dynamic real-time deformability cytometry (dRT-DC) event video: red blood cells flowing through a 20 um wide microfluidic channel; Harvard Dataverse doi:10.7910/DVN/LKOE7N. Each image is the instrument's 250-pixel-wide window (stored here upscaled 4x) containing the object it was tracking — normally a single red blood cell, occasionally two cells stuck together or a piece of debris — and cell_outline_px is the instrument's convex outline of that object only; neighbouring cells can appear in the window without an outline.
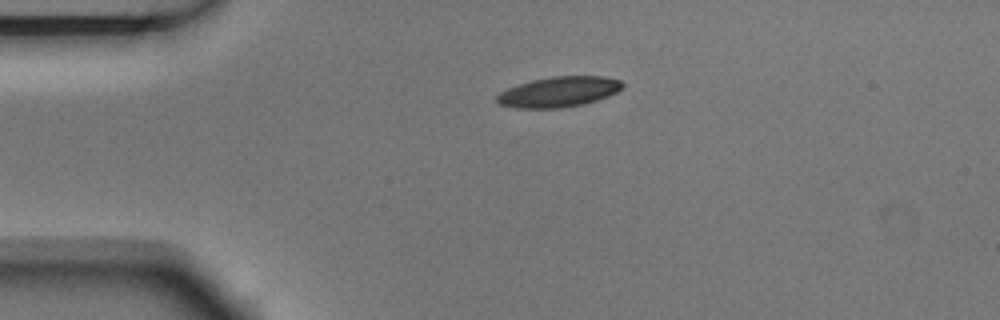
{"species": "Egyptian fruit bat (a non-hibernating species)", "species_latin": "Rousettus aegyptiacus", "temperature_condition": "room temperature", "stored_images_in_passage": 3, "camera_frame_rate_fps": 3000, "um_per_image_px": 0.085, "animal": {"sex": "male"}, "frame": {"image": 1, "passage_image": 3, "time_ms": 0.667, "image_size_px": [1000, 320], "cell_outline_px": [[624, 88], [608, 96], [584, 104], [560, 108], [516, 108], [496, 104], [496, 96], [500, 92], [508, 88], [532, 80], [552, 76], [604, 76], [620, 80], [624, 84]], "centroid_in_image_um": [47.49, 7.81], "position_along_channel_um": 37.5, "area_um2": 22.31}}